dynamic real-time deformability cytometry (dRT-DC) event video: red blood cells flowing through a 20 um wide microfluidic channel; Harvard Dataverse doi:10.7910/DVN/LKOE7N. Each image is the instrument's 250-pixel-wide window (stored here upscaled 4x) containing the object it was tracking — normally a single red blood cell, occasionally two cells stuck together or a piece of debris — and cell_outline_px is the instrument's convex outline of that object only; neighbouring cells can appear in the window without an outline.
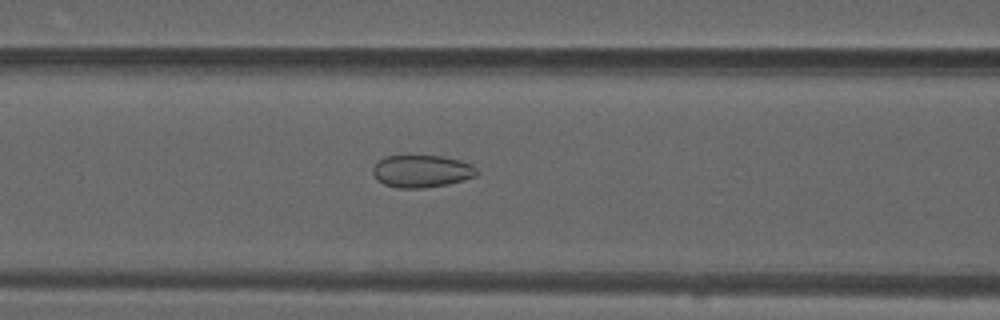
{"species": "common noctule bat (a hibernating species)", "species_latin": "Nyctalus noctula", "temperature_condition": "warm", "stored_images_in_passage": 25, "camera_frame_rate_fps": 3000, "um_per_image_px": 0.085, "animal": {"sex": "male", "forearm_length_mm": 52.5}, "frame": {"image": 1, "passage_image": 21, "time_ms": 6.667, "image_size_px": [1000, 320], "cell_outline_px": [[480, 172], [476, 176], [464, 180], [448, 184], [424, 188], [400, 188], [384, 184], [376, 180], [372, 172], [372, 168], [384, 156], [440, 156], [460, 160], [472, 164]], "centroid_in_image_um": [35.86, 14.56], "position_along_channel_um": 130.7, "area_um2": 19.71}}
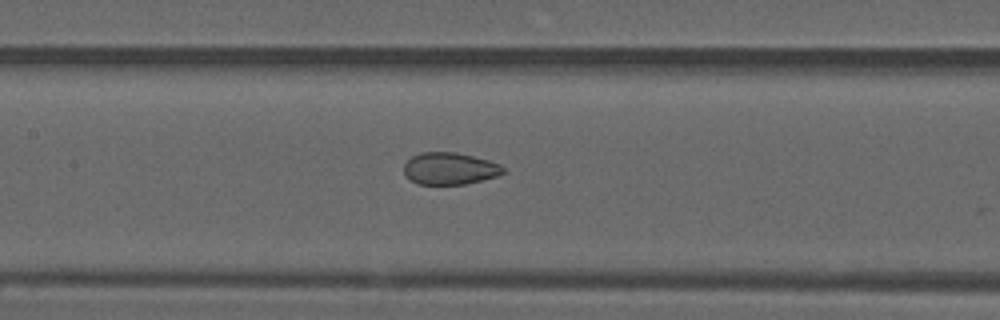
{"frame": {"image": 2, "passage_image": 24, "time_ms": 7.667, "image_size_px": [1000, 320], "cell_outline_px": [[508, 172], [496, 176], [464, 184], [420, 184], [412, 180], [404, 172], [404, 164], [412, 156], [420, 152], [456, 152], [488, 160], [500, 164]], "centroid_in_image_um": [38.25, 14.31], "position_along_channel_um": 169.2, "area_um2": 18.38}}